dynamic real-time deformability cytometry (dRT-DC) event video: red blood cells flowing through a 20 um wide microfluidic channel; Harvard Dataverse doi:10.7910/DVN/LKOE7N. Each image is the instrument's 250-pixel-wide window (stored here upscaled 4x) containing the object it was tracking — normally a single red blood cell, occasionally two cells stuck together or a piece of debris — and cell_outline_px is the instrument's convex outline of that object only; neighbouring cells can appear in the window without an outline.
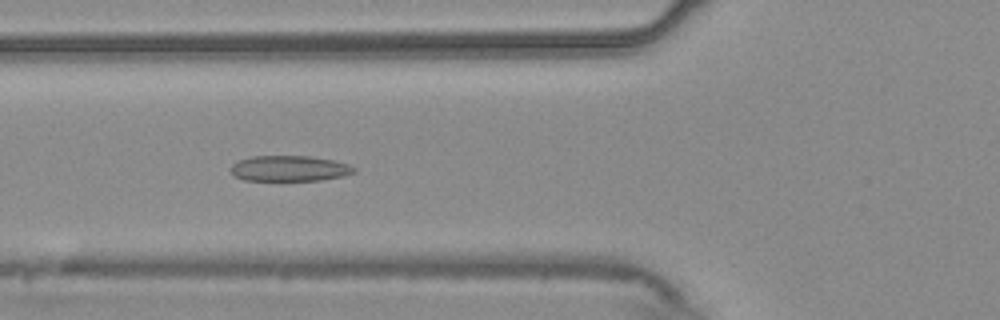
{"species": "common noctule bat (a hibernating species)", "species_latin": "Nyctalus noctula", "temperature_condition": "warm", "stored_images_in_passage": 52, "camera_frame_rate_fps": 3000, "um_per_image_px": 0.085, "animal": {"sex": "male", "body_mass_g": 20.4}, "frame": {"image": 1, "passage_image": 18, "time_ms": 5.667, "image_size_px": [1000, 320], "cell_outline_px": [[356, 172], [344, 176], [320, 180], [244, 180], [232, 176], [232, 164], [240, 160], [252, 156], [308, 156], [332, 160], [348, 164], [356, 168]], "centroid_in_image_um": [24.61, 14.32], "position_along_channel_um": 101.2, "area_um2": 18.32}}
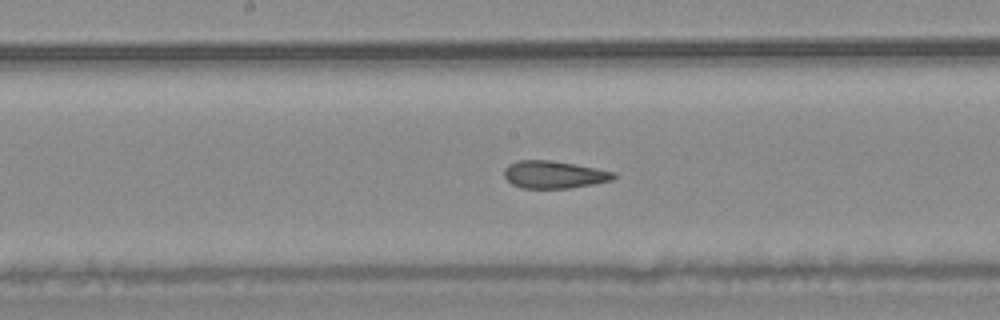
{"frame": {"image": 2, "passage_image": 26, "time_ms": 8.333, "image_size_px": [1000, 320], "cell_outline_px": [[616, 176], [612, 180], [592, 184], [568, 188], [520, 188], [512, 184], [504, 176], [504, 168], [508, 164], [520, 160], [548, 160], [596, 168], [616, 172]], "centroid_in_image_um": [47.07, 14.84], "position_along_channel_um": 201.1, "area_um2": 17.4}}
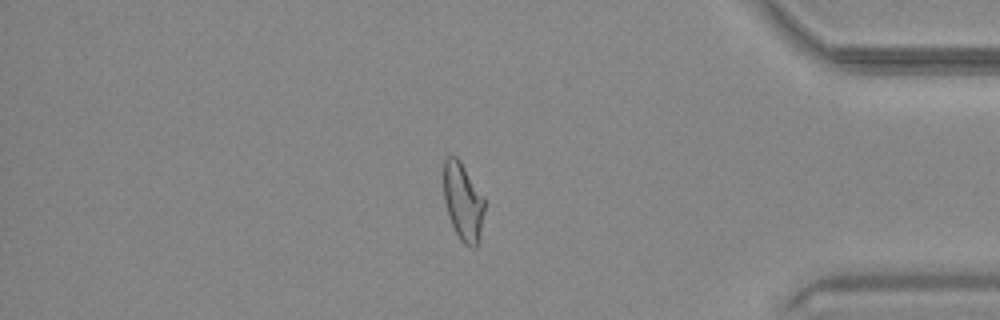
{"frame": {"image": 3, "passage_image": 44, "time_ms": 14.333, "image_size_px": [1000, 320], "cell_outline_px": [[484, 212], [480, 240], [476, 248], [472, 248], [464, 244], [460, 240], [452, 224], [444, 200], [444, 160], [448, 156], [456, 156], [460, 160], [484, 200]], "centroid_in_image_um": [39.36, 17.19], "position_along_channel_um": 395.8, "area_um2": 18.26}, "authors_computed_cell_mechanics": {"area_um2": 18.9873, "velocity_mm_per_s": 3.737, "shape_relaxation_time_tau1_ms": null, "shape_relaxation_time_tau2_ms": 1.5294, "deformation_change_tau1": null, "deformation_change_tau2": 0.0874}}